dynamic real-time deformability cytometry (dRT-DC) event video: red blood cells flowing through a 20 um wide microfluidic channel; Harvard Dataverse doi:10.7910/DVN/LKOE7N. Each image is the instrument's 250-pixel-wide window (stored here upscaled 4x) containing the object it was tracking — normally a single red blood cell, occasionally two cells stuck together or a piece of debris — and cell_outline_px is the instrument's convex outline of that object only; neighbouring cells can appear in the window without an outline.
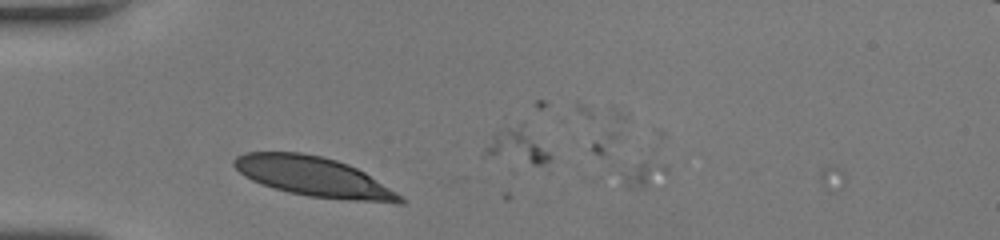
{"species": "human", "species_latin": "Homo sapiens", "temperature_condition": "room temperature", "stored_images_in_passage": 2, "camera_frame_rate_fps": 3000, "um_per_image_px": 0.085, "donor": {"sex": "female"}, "frame": {"image": 1, "passage_image": 1, "time_ms": 0.0, "image_size_px": [1000, 240], "cell_outline_px": [[408, 200], [404, 204], [396, 204], [348, 200], [308, 196], [288, 192], [272, 188], [260, 184], [244, 176], [232, 164], [232, 160], [236, 156], [244, 152], [300, 152], [320, 156], [336, 160], [348, 164], [364, 172], [396, 192]], "centroid_in_image_um": [26.67, 15.04], "position_along_channel_um": 58.3, "area_um2": 38.55}}